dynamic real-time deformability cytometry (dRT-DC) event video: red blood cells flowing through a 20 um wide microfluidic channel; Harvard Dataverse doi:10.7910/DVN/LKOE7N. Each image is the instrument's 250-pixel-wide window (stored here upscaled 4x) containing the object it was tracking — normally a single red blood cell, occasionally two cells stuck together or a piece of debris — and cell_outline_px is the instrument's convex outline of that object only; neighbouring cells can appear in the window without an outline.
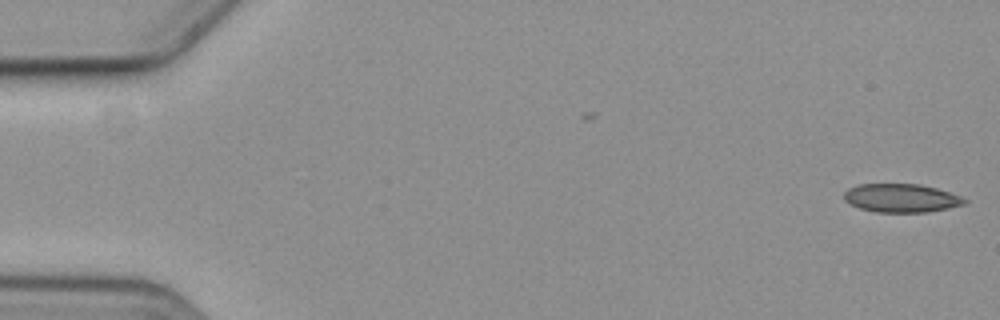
{"species": "common noctule bat (a hibernating species)", "species_latin": "Nyctalus noctula", "temperature_condition": "cold", "stored_images_in_passage": 12, "camera_frame_rate_fps": 3000, "um_per_image_px": 0.085, "animal": {"sex": "female", "body_mass_g": 19.3, "forearm_length_mm": 54.1}, "frame": {"image": 1, "passage_image": 1, "time_ms": 0.0, "image_size_px": [1000, 320], "cell_outline_px": [[968, 200], [964, 204], [928, 212], [876, 212], [860, 208], [844, 200], [844, 192], [848, 188], [856, 184], [920, 184], [936, 188], [960, 196]], "centroid_in_image_um": [76.58, 16.83], "position_along_channel_um": 8.4, "area_um2": 19.88}}